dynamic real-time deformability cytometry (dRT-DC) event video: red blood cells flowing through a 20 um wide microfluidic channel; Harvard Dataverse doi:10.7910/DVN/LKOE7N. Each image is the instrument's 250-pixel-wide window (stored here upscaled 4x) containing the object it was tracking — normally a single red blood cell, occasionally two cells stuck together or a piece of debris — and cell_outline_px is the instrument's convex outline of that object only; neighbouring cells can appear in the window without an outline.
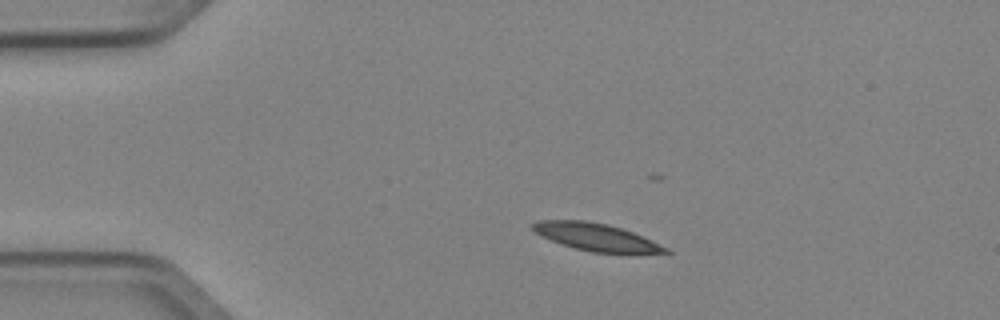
{"species": "Egyptian fruit bat (a non-hibernating species)", "species_latin": "Rousettus aegyptiacus", "temperature_condition": "cold", "stored_images_in_passage": 3, "camera_frame_rate_fps": 3000, "um_per_image_px": 0.085, "animal": {"sex": "female"}, "frame": {"image": 1, "passage_image": 2, "time_ms": 0.333, "image_size_px": [1000, 320], "cell_outline_px": [[672, 252], [632, 256], [592, 252], [572, 248], [552, 240], [536, 232], [532, 228], [532, 224], [540, 220], [584, 220], [608, 224], [632, 232], [652, 240], [668, 248]], "centroid_in_image_um": [50.81, 20.21], "position_along_channel_um": 34.2, "area_um2": 21.79}}